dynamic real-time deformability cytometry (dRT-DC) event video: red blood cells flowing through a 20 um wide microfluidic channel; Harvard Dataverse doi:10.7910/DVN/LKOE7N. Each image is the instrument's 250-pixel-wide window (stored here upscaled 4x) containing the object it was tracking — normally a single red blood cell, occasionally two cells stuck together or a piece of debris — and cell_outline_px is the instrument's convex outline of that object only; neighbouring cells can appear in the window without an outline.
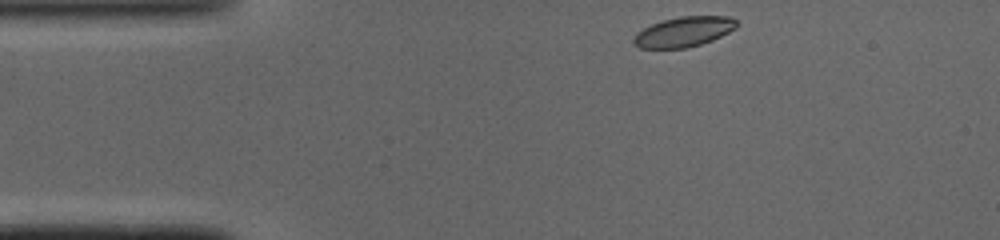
{"species": "common noctule bat (a hibernating species)", "species_latin": "Nyctalus noctula", "temperature_condition": "cold", "stored_images_in_passage": 42, "camera_frame_rate_fps": 3000, "um_per_image_px": 0.085, "animal": {"sex": "male", "body_mass_g": 19.0, "forearm_length_mm": 50.8}, "frame": {"image": 1, "passage_image": 1, "time_ms": 0.0, "image_size_px": [1000, 240], "cell_outline_px": [[740, 24], [736, 28], [712, 40], [700, 44], [684, 48], [640, 48], [632, 44], [632, 40], [636, 32], [652, 24], [664, 20], [680, 16], [728, 16], [736, 20]], "centroid_in_image_um": [58.11, 2.7], "position_along_channel_um": 26.9, "area_um2": 18.03}}
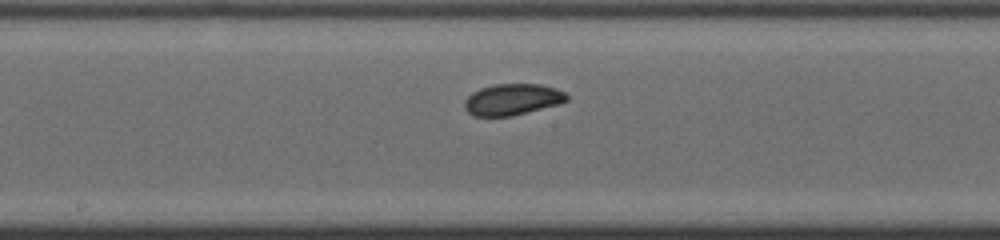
{"frame": {"image": 2, "passage_image": 18, "time_ms": 5.667, "image_size_px": [1000, 240], "cell_outline_px": [[568, 100], [556, 104], [512, 116], [476, 116], [468, 112], [464, 108], [464, 100], [472, 92], [480, 88], [492, 84], [540, 84], [556, 88], [564, 92], [568, 96]], "centroid_in_image_um": [43.52, 8.44], "position_along_channel_um": 204.7, "area_um2": 18.55}}
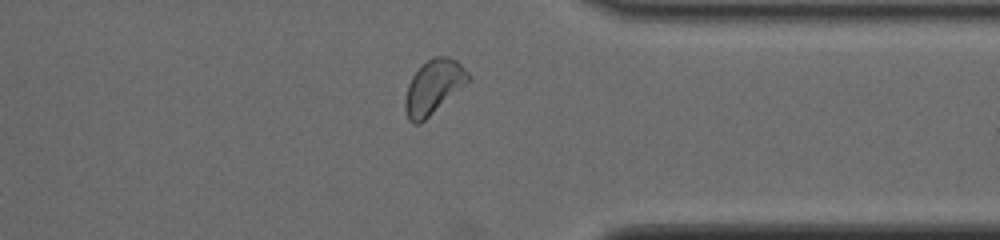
{"frame": {"image": 3, "passage_image": 31, "time_ms": 10.0, "image_size_px": [1000, 240], "cell_outline_px": [[472, 80], [420, 124], [412, 124], [408, 120], [404, 108], [404, 100], [408, 84], [412, 76], [432, 56], [448, 56], [456, 60], [468, 72]], "centroid_in_image_um": [36.86, 7.41], "position_along_channel_um": 374.5, "area_um2": 20.06}, "authors_computed_cell_mechanics": {"area_um2": 18.8428, "velocity_mm_per_s": 4.0579, "shape_relaxation_time_tau1_ms": 5.47, "shape_relaxation_time_tau2_ms": null, "deformation_change_tau1": 0.1169, "deformation_change_tau2": null}}